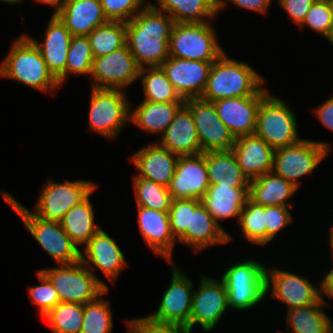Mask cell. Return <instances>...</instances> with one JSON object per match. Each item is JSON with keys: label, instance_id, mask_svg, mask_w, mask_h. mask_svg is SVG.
Listing matches in <instances>:
<instances>
[{"label": "cell", "instance_id": "54", "mask_svg": "<svg viewBox=\"0 0 333 333\" xmlns=\"http://www.w3.org/2000/svg\"><path fill=\"white\" fill-rule=\"evenodd\" d=\"M329 229H330V232H329V235H327V236L329 237L328 242L331 246L330 247V249H331L330 253H333V224H332L331 227H329Z\"/></svg>", "mask_w": 333, "mask_h": 333}, {"label": "cell", "instance_id": "56", "mask_svg": "<svg viewBox=\"0 0 333 333\" xmlns=\"http://www.w3.org/2000/svg\"><path fill=\"white\" fill-rule=\"evenodd\" d=\"M330 42V44L333 46V20H332V29L331 32L329 34V37L326 39Z\"/></svg>", "mask_w": 333, "mask_h": 333}, {"label": "cell", "instance_id": "51", "mask_svg": "<svg viewBox=\"0 0 333 333\" xmlns=\"http://www.w3.org/2000/svg\"><path fill=\"white\" fill-rule=\"evenodd\" d=\"M332 257L333 262V253L330 254ZM324 277L322 278V281L319 283V293L320 297L326 301L323 297L326 295V297L330 300L333 299V263L332 267H330V270L324 273Z\"/></svg>", "mask_w": 333, "mask_h": 333}, {"label": "cell", "instance_id": "6", "mask_svg": "<svg viewBox=\"0 0 333 333\" xmlns=\"http://www.w3.org/2000/svg\"><path fill=\"white\" fill-rule=\"evenodd\" d=\"M298 129L296 114L289 104L268 92L261 99L255 135L277 150L301 141Z\"/></svg>", "mask_w": 333, "mask_h": 333}, {"label": "cell", "instance_id": "34", "mask_svg": "<svg viewBox=\"0 0 333 333\" xmlns=\"http://www.w3.org/2000/svg\"><path fill=\"white\" fill-rule=\"evenodd\" d=\"M209 184L250 187L232 150L205 152Z\"/></svg>", "mask_w": 333, "mask_h": 333}, {"label": "cell", "instance_id": "32", "mask_svg": "<svg viewBox=\"0 0 333 333\" xmlns=\"http://www.w3.org/2000/svg\"><path fill=\"white\" fill-rule=\"evenodd\" d=\"M97 187L79 204L71 208L59 221L73 243L82 249L101 229L95 222V211L90 197Z\"/></svg>", "mask_w": 333, "mask_h": 333}, {"label": "cell", "instance_id": "45", "mask_svg": "<svg viewBox=\"0 0 333 333\" xmlns=\"http://www.w3.org/2000/svg\"><path fill=\"white\" fill-rule=\"evenodd\" d=\"M168 214L172 234L178 240L190 227L191 199H172Z\"/></svg>", "mask_w": 333, "mask_h": 333}, {"label": "cell", "instance_id": "29", "mask_svg": "<svg viewBox=\"0 0 333 333\" xmlns=\"http://www.w3.org/2000/svg\"><path fill=\"white\" fill-rule=\"evenodd\" d=\"M184 104L185 102L155 103L142 100L133 108L131 102L130 124L137 126L147 134L159 135L160 139Z\"/></svg>", "mask_w": 333, "mask_h": 333}, {"label": "cell", "instance_id": "23", "mask_svg": "<svg viewBox=\"0 0 333 333\" xmlns=\"http://www.w3.org/2000/svg\"><path fill=\"white\" fill-rule=\"evenodd\" d=\"M264 96L226 98L213 102L219 118L235 139L255 134L258 109Z\"/></svg>", "mask_w": 333, "mask_h": 333}, {"label": "cell", "instance_id": "43", "mask_svg": "<svg viewBox=\"0 0 333 333\" xmlns=\"http://www.w3.org/2000/svg\"><path fill=\"white\" fill-rule=\"evenodd\" d=\"M36 274L41 284L28 287V295L40 317H43L60 303V299L48 277L40 269Z\"/></svg>", "mask_w": 333, "mask_h": 333}, {"label": "cell", "instance_id": "35", "mask_svg": "<svg viewBox=\"0 0 333 333\" xmlns=\"http://www.w3.org/2000/svg\"><path fill=\"white\" fill-rule=\"evenodd\" d=\"M139 80L142 81L144 100L155 103L185 102L160 66L141 68Z\"/></svg>", "mask_w": 333, "mask_h": 333}, {"label": "cell", "instance_id": "50", "mask_svg": "<svg viewBox=\"0 0 333 333\" xmlns=\"http://www.w3.org/2000/svg\"><path fill=\"white\" fill-rule=\"evenodd\" d=\"M314 112L324 127L333 132V95L316 107Z\"/></svg>", "mask_w": 333, "mask_h": 333}, {"label": "cell", "instance_id": "38", "mask_svg": "<svg viewBox=\"0 0 333 333\" xmlns=\"http://www.w3.org/2000/svg\"><path fill=\"white\" fill-rule=\"evenodd\" d=\"M84 305L60 302L42 318L49 324L52 333H81Z\"/></svg>", "mask_w": 333, "mask_h": 333}, {"label": "cell", "instance_id": "3", "mask_svg": "<svg viewBox=\"0 0 333 333\" xmlns=\"http://www.w3.org/2000/svg\"><path fill=\"white\" fill-rule=\"evenodd\" d=\"M0 77L12 79L43 93H53L61 87L48 70L39 49L25 33L14 39L0 63Z\"/></svg>", "mask_w": 333, "mask_h": 333}, {"label": "cell", "instance_id": "24", "mask_svg": "<svg viewBox=\"0 0 333 333\" xmlns=\"http://www.w3.org/2000/svg\"><path fill=\"white\" fill-rule=\"evenodd\" d=\"M178 158L179 155L171 153L154 141L130 156L131 163L139 171L133 177L145 178L168 187L174 176Z\"/></svg>", "mask_w": 333, "mask_h": 333}, {"label": "cell", "instance_id": "46", "mask_svg": "<svg viewBox=\"0 0 333 333\" xmlns=\"http://www.w3.org/2000/svg\"><path fill=\"white\" fill-rule=\"evenodd\" d=\"M290 208L283 206H265L266 244L293 221Z\"/></svg>", "mask_w": 333, "mask_h": 333}, {"label": "cell", "instance_id": "26", "mask_svg": "<svg viewBox=\"0 0 333 333\" xmlns=\"http://www.w3.org/2000/svg\"><path fill=\"white\" fill-rule=\"evenodd\" d=\"M157 142L171 153L179 156L203 153L194 117L185 104L175 114L173 121L166 128L160 141Z\"/></svg>", "mask_w": 333, "mask_h": 333}, {"label": "cell", "instance_id": "36", "mask_svg": "<svg viewBox=\"0 0 333 333\" xmlns=\"http://www.w3.org/2000/svg\"><path fill=\"white\" fill-rule=\"evenodd\" d=\"M88 38L94 58L105 56L126 45V23L108 21L96 27Z\"/></svg>", "mask_w": 333, "mask_h": 333}, {"label": "cell", "instance_id": "39", "mask_svg": "<svg viewBox=\"0 0 333 333\" xmlns=\"http://www.w3.org/2000/svg\"><path fill=\"white\" fill-rule=\"evenodd\" d=\"M108 293L109 289L96 300L84 305L81 333H113L111 304L104 299Z\"/></svg>", "mask_w": 333, "mask_h": 333}, {"label": "cell", "instance_id": "31", "mask_svg": "<svg viewBox=\"0 0 333 333\" xmlns=\"http://www.w3.org/2000/svg\"><path fill=\"white\" fill-rule=\"evenodd\" d=\"M328 305L320 298L315 304L286 311L287 333H333V321L324 311Z\"/></svg>", "mask_w": 333, "mask_h": 333}, {"label": "cell", "instance_id": "11", "mask_svg": "<svg viewBox=\"0 0 333 333\" xmlns=\"http://www.w3.org/2000/svg\"><path fill=\"white\" fill-rule=\"evenodd\" d=\"M96 186L95 183L83 179L77 181L65 179L63 183L49 179L39 192L32 212L45 220L60 221L71 208L82 202Z\"/></svg>", "mask_w": 333, "mask_h": 333}, {"label": "cell", "instance_id": "21", "mask_svg": "<svg viewBox=\"0 0 333 333\" xmlns=\"http://www.w3.org/2000/svg\"><path fill=\"white\" fill-rule=\"evenodd\" d=\"M46 27L43 42L34 36L25 35L39 49L48 70L62 86L65 82L67 54L73 36L56 15L50 17Z\"/></svg>", "mask_w": 333, "mask_h": 333}, {"label": "cell", "instance_id": "8", "mask_svg": "<svg viewBox=\"0 0 333 333\" xmlns=\"http://www.w3.org/2000/svg\"><path fill=\"white\" fill-rule=\"evenodd\" d=\"M58 292L60 302L85 305L96 300L108 285L93 274L80 260L73 264L40 269Z\"/></svg>", "mask_w": 333, "mask_h": 333}, {"label": "cell", "instance_id": "15", "mask_svg": "<svg viewBox=\"0 0 333 333\" xmlns=\"http://www.w3.org/2000/svg\"><path fill=\"white\" fill-rule=\"evenodd\" d=\"M169 264L172 268L171 283L163 292L157 310L148 316L161 322L190 327L194 284L187 277L189 274L179 270L175 262H169Z\"/></svg>", "mask_w": 333, "mask_h": 333}, {"label": "cell", "instance_id": "13", "mask_svg": "<svg viewBox=\"0 0 333 333\" xmlns=\"http://www.w3.org/2000/svg\"><path fill=\"white\" fill-rule=\"evenodd\" d=\"M267 266L266 294L285 303L287 311L315 304L321 298L319 286L316 287L307 277Z\"/></svg>", "mask_w": 333, "mask_h": 333}, {"label": "cell", "instance_id": "49", "mask_svg": "<svg viewBox=\"0 0 333 333\" xmlns=\"http://www.w3.org/2000/svg\"><path fill=\"white\" fill-rule=\"evenodd\" d=\"M232 3L236 7L249 10L252 12H256L259 14H265L269 12V7L272 4V0H220L219 1V12H222L224 8L227 7V5Z\"/></svg>", "mask_w": 333, "mask_h": 333}, {"label": "cell", "instance_id": "10", "mask_svg": "<svg viewBox=\"0 0 333 333\" xmlns=\"http://www.w3.org/2000/svg\"><path fill=\"white\" fill-rule=\"evenodd\" d=\"M332 151L331 143L302 139L296 144L275 150L272 171L298 189L300 178L313 173Z\"/></svg>", "mask_w": 333, "mask_h": 333}, {"label": "cell", "instance_id": "17", "mask_svg": "<svg viewBox=\"0 0 333 333\" xmlns=\"http://www.w3.org/2000/svg\"><path fill=\"white\" fill-rule=\"evenodd\" d=\"M81 261L93 274L97 268L113 285L121 275V271L128 266L116 239L109 236L102 228L81 250Z\"/></svg>", "mask_w": 333, "mask_h": 333}, {"label": "cell", "instance_id": "19", "mask_svg": "<svg viewBox=\"0 0 333 333\" xmlns=\"http://www.w3.org/2000/svg\"><path fill=\"white\" fill-rule=\"evenodd\" d=\"M205 152L179 156L168 186L172 199H201L209 188Z\"/></svg>", "mask_w": 333, "mask_h": 333}, {"label": "cell", "instance_id": "22", "mask_svg": "<svg viewBox=\"0 0 333 333\" xmlns=\"http://www.w3.org/2000/svg\"><path fill=\"white\" fill-rule=\"evenodd\" d=\"M137 221L148 248L158 257L174 262L173 249L177 240L171 231L168 212L137 206Z\"/></svg>", "mask_w": 333, "mask_h": 333}, {"label": "cell", "instance_id": "16", "mask_svg": "<svg viewBox=\"0 0 333 333\" xmlns=\"http://www.w3.org/2000/svg\"><path fill=\"white\" fill-rule=\"evenodd\" d=\"M185 105L194 117L202 152L228 151L235 143V137L219 118L213 102L199 98L185 100Z\"/></svg>", "mask_w": 333, "mask_h": 333}, {"label": "cell", "instance_id": "14", "mask_svg": "<svg viewBox=\"0 0 333 333\" xmlns=\"http://www.w3.org/2000/svg\"><path fill=\"white\" fill-rule=\"evenodd\" d=\"M227 308V291L222 280L201 275L199 288L193 292L190 328L193 330L196 324H200L204 333L213 330Z\"/></svg>", "mask_w": 333, "mask_h": 333}, {"label": "cell", "instance_id": "5", "mask_svg": "<svg viewBox=\"0 0 333 333\" xmlns=\"http://www.w3.org/2000/svg\"><path fill=\"white\" fill-rule=\"evenodd\" d=\"M229 265L220 278L227 291L229 310L244 312L262 303L267 296L266 265L247 258Z\"/></svg>", "mask_w": 333, "mask_h": 333}, {"label": "cell", "instance_id": "53", "mask_svg": "<svg viewBox=\"0 0 333 333\" xmlns=\"http://www.w3.org/2000/svg\"><path fill=\"white\" fill-rule=\"evenodd\" d=\"M128 331L126 333H144L132 320H127Z\"/></svg>", "mask_w": 333, "mask_h": 333}, {"label": "cell", "instance_id": "44", "mask_svg": "<svg viewBox=\"0 0 333 333\" xmlns=\"http://www.w3.org/2000/svg\"><path fill=\"white\" fill-rule=\"evenodd\" d=\"M108 21H131L150 1L146 0H100Z\"/></svg>", "mask_w": 333, "mask_h": 333}, {"label": "cell", "instance_id": "42", "mask_svg": "<svg viewBox=\"0 0 333 333\" xmlns=\"http://www.w3.org/2000/svg\"><path fill=\"white\" fill-rule=\"evenodd\" d=\"M333 20V0H315L299 28L308 26L324 39L329 37Z\"/></svg>", "mask_w": 333, "mask_h": 333}, {"label": "cell", "instance_id": "47", "mask_svg": "<svg viewBox=\"0 0 333 333\" xmlns=\"http://www.w3.org/2000/svg\"><path fill=\"white\" fill-rule=\"evenodd\" d=\"M144 333H192L186 325L161 322L146 315L131 319Z\"/></svg>", "mask_w": 333, "mask_h": 333}, {"label": "cell", "instance_id": "37", "mask_svg": "<svg viewBox=\"0 0 333 333\" xmlns=\"http://www.w3.org/2000/svg\"><path fill=\"white\" fill-rule=\"evenodd\" d=\"M132 178L137 206H143L161 212L169 211L172 197L168 191V187L145 178Z\"/></svg>", "mask_w": 333, "mask_h": 333}, {"label": "cell", "instance_id": "25", "mask_svg": "<svg viewBox=\"0 0 333 333\" xmlns=\"http://www.w3.org/2000/svg\"><path fill=\"white\" fill-rule=\"evenodd\" d=\"M231 150L249 181L273 169L275 150L255 134L236 138Z\"/></svg>", "mask_w": 333, "mask_h": 333}, {"label": "cell", "instance_id": "40", "mask_svg": "<svg viewBox=\"0 0 333 333\" xmlns=\"http://www.w3.org/2000/svg\"><path fill=\"white\" fill-rule=\"evenodd\" d=\"M238 224L244 239L261 247L266 245L265 206L248 199L242 208Z\"/></svg>", "mask_w": 333, "mask_h": 333}, {"label": "cell", "instance_id": "48", "mask_svg": "<svg viewBox=\"0 0 333 333\" xmlns=\"http://www.w3.org/2000/svg\"><path fill=\"white\" fill-rule=\"evenodd\" d=\"M277 4L290 16L296 26H300L315 0H276Z\"/></svg>", "mask_w": 333, "mask_h": 333}, {"label": "cell", "instance_id": "12", "mask_svg": "<svg viewBox=\"0 0 333 333\" xmlns=\"http://www.w3.org/2000/svg\"><path fill=\"white\" fill-rule=\"evenodd\" d=\"M140 70L141 67L126 44L105 56L94 58L90 87L126 90V87L139 79Z\"/></svg>", "mask_w": 333, "mask_h": 333}, {"label": "cell", "instance_id": "52", "mask_svg": "<svg viewBox=\"0 0 333 333\" xmlns=\"http://www.w3.org/2000/svg\"><path fill=\"white\" fill-rule=\"evenodd\" d=\"M35 2H38L43 5H49L54 9V12L52 15H56L63 7L66 0H33Z\"/></svg>", "mask_w": 333, "mask_h": 333}, {"label": "cell", "instance_id": "4", "mask_svg": "<svg viewBox=\"0 0 333 333\" xmlns=\"http://www.w3.org/2000/svg\"><path fill=\"white\" fill-rule=\"evenodd\" d=\"M0 193L11 210L19 216L31 236L57 265L73 264L81 260V249L73 243L59 221L42 219L7 191Z\"/></svg>", "mask_w": 333, "mask_h": 333}, {"label": "cell", "instance_id": "1", "mask_svg": "<svg viewBox=\"0 0 333 333\" xmlns=\"http://www.w3.org/2000/svg\"><path fill=\"white\" fill-rule=\"evenodd\" d=\"M175 22L151 2L126 23V44L137 64L161 66L169 57V41Z\"/></svg>", "mask_w": 333, "mask_h": 333}, {"label": "cell", "instance_id": "28", "mask_svg": "<svg viewBox=\"0 0 333 333\" xmlns=\"http://www.w3.org/2000/svg\"><path fill=\"white\" fill-rule=\"evenodd\" d=\"M248 199L249 187L210 184L200 201L224 229L220 221L235 218L238 222L242 208Z\"/></svg>", "mask_w": 333, "mask_h": 333}, {"label": "cell", "instance_id": "20", "mask_svg": "<svg viewBox=\"0 0 333 333\" xmlns=\"http://www.w3.org/2000/svg\"><path fill=\"white\" fill-rule=\"evenodd\" d=\"M231 237L199 199H191L190 227L177 240L178 242L190 246V249L197 253L214 245L228 244L232 241Z\"/></svg>", "mask_w": 333, "mask_h": 333}, {"label": "cell", "instance_id": "2", "mask_svg": "<svg viewBox=\"0 0 333 333\" xmlns=\"http://www.w3.org/2000/svg\"><path fill=\"white\" fill-rule=\"evenodd\" d=\"M264 83L265 78L247 62L228 58L224 52L212 63L201 98L215 102L226 98L266 95L269 90Z\"/></svg>", "mask_w": 333, "mask_h": 333}, {"label": "cell", "instance_id": "7", "mask_svg": "<svg viewBox=\"0 0 333 333\" xmlns=\"http://www.w3.org/2000/svg\"><path fill=\"white\" fill-rule=\"evenodd\" d=\"M90 88L87 129L112 141L116 140L123 127L130 123L131 102L127 97L128 92L122 89Z\"/></svg>", "mask_w": 333, "mask_h": 333}, {"label": "cell", "instance_id": "18", "mask_svg": "<svg viewBox=\"0 0 333 333\" xmlns=\"http://www.w3.org/2000/svg\"><path fill=\"white\" fill-rule=\"evenodd\" d=\"M214 61H198L168 57L160 66L183 99L203 95L211 65Z\"/></svg>", "mask_w": 333, "mask_h": 333}, {"label": "cell", "instance_id": "9", "mask_svg": "<svg viewBox=\"0 0 333 333\" xmlns=\"http://www.w3.org/2000/svg\"><path fill=\"white\" fill-rule=\"evenodd\" d=\"M208 22L175 23L169 41V56L198 61H216L225 51L216 30Z\"/></svg>", "mask_w": 333, "mask_h": 333}, {"label": "cell", "instance_id": "30", "mask_svg": "<svg viewBox=\"0 0 333 333\" xmlns=\"http://www.w3.org/2000/svg\"><path fill=\"white\" fill-rule=\"evenodd\" d=\"M297 190L291 182L271 171L250 181L249 199L262 206L293 207V202L287 200Z\"/></svg>", "mask_w": 333, "mask_h": 333}, {"label": "cell", "instance_id": "41", "mask_svg": "<svg viewBox=\"0 0 333 333\" xmlns=\"http://www.w3.org/2000/svg\"><path fill=\"white\" fill-rule=\"evenodd\" d=\"M94 56L88 36H73L70 42L65 67V81L71 75L89 76Z\"/></svg>", "mask_w": 333, "mask_h": 333}, {"label": "cell", "instance_id": "27", "mask_svg": "<svg viewBox=\"0 0 333 333\" xmlns=\"http://www.w3.org/2000/svg\"><path fill=\"white\" fill-rule=\"evenodd\" d=\"M56 16L72 36H88L108 22L100 0H66Z\"/></svg>", "mask_w": 333, "mask_h": 333}, {"label": "cell", "instance_id": "55", "mask_svg": "<svg viewBox=\"0 0 333 333\" xmlns=\"http://www.w3.org/2000/svg\"><path fill=\"white\" fill-rule=\"evenodd\" d=\"M2 3H4V4H17V3H19V2H22V1H24V0H0Z\"/></svg>", "mask_w": 333, "mask_h": 333}, {"label": "cell", "instance_id": "33", "mask_svg": "<svg viewBox=\"0 0 333 333\" xmlns=\"http://www.w3.org/2000/svg\"><path fill=\"white\" fill-rule=\"evenodd\" d=\"M157 10L168 13L175 23L208 22L219 14L217 0H155Z\"/></svg>", "mask_w": 333, "mask_h": 333}]
</instances>
